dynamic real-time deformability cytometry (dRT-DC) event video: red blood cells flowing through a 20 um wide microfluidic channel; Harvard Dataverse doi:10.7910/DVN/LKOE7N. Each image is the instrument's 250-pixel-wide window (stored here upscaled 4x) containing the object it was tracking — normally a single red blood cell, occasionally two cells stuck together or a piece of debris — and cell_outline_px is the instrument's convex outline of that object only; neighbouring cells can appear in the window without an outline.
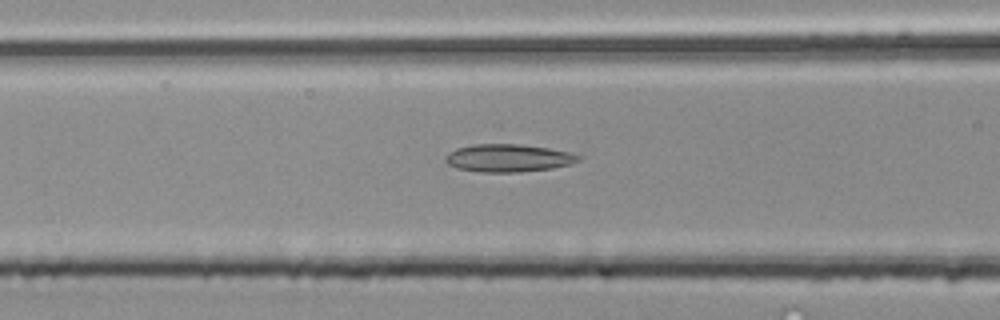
{"species": "common noctule bat (a hibernating species)", "species_latin": "Nyctalus noctula", "temperature_condition": "room temperature", "stored_images_in_passage": 35, "camera_frame_rate_fps": 3000, "um_per_image_px": 0.085, "animal": {"sex": "male", "body_mass_g": 20.4}, "frame": {"image": 1, "passage_image": 5, "time_ms": 1.333, "image_size_px": [1000, 320], "cell_outline_px": [[580, 160], [568, 164], [552, 168], [516, 172], [480, 172], [456, 168], [448, 164], [444, 160], [448, 152], [456, 148], [476, 144], [520, 144], [548, 148], [572, 152], [580, 156]], "centroid_in_image_um": [43.18, 13.43], "position_along_channel_um": 123.4, "area_um2": 21.44}}
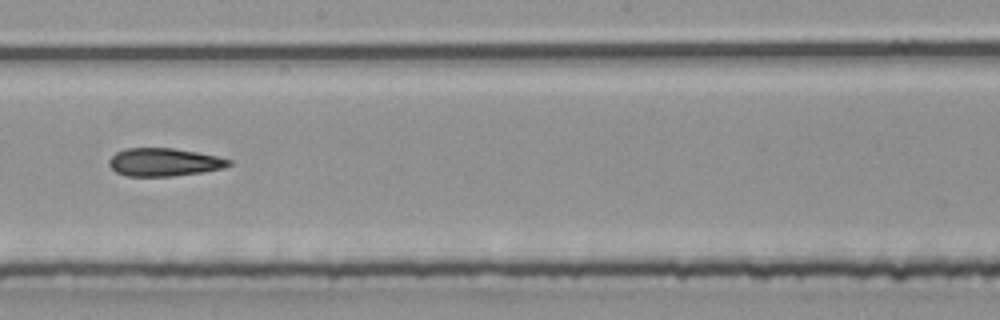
{"frame": {"image": 2, "passage_image": 13, "time_ms": 4.0, "image_size_px": [1000, 320], "cell_outline_px": [[232, 164], [224, 168], [204, 172], [172, 176], [128, 176], [116, 172], [108, 164], [108, 160], [116, 152], [124, 148], [172, 148], [196, 152], [216, 156], [232, 160]], "centroid_in_image_um": [13.95, 13.78], "position_along_channel_um": 234.3, "area_um2": 19.59}}
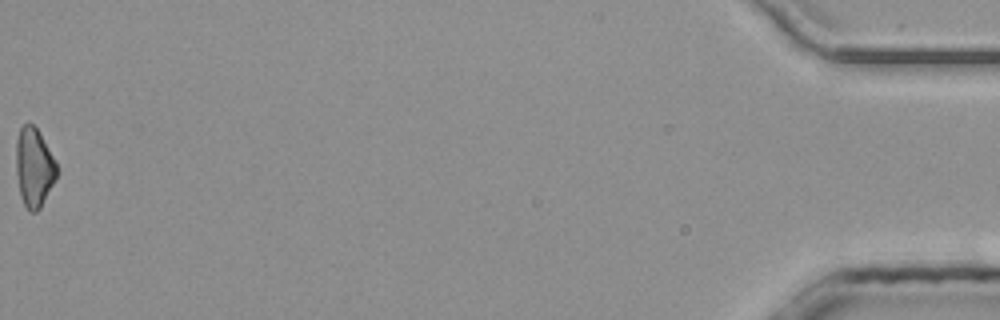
{"frame": {"image": 3, "passage_image": 35, "time_ms": 11.333, "image_size_px": [1000, 320], "cell_outline_px": [[56, 176], [40, 208], [36, 212], [28, 212], [20, 196], [16, 172], [16, 140], [20, 128], [28, 120], [40, 132], [56, 160]], "centroid_in_image_um": [2.87, 14.19], "position_along_channel_um": 432.3, "area_um2": 18.79}, "authors_computed_cell_mechanics": {"area_um2": 19.5942, "velocity_mm_per_s": 4.1596, "shape_relaxation_time_tau1_ms": null, "shape_relaxation_time_tau2_ms": 7.8295, "deformation_change_tau1": null, "deformation_change_tau2": 0.1831}}